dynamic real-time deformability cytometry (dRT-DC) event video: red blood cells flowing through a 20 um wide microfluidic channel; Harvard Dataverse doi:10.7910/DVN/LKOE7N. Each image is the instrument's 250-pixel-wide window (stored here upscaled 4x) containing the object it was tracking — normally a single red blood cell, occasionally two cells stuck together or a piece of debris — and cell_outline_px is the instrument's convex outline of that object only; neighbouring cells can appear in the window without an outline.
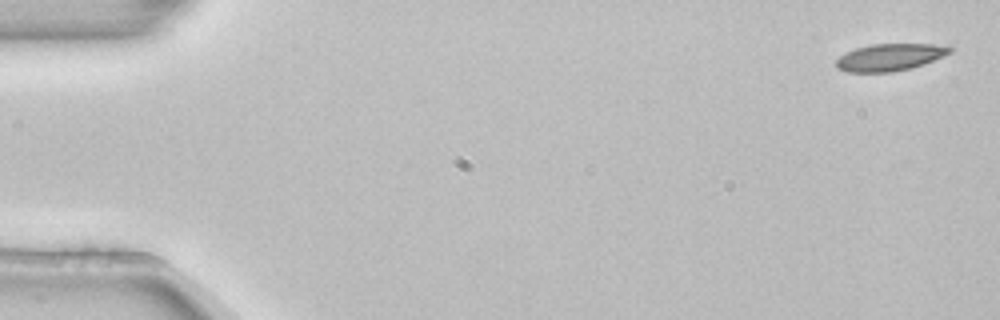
{"species": "common noctule bat (a hibernating species)", "species_latin": "Nyctalus noctula", "temperature_condition": "room temperature", "stored_images_in_passage": 4, "camera_frame_rate_fps": 3000, "um_per_image_px": 0.085, "animal": {"sex": "female", "body_mass_g": 22.7, "forearm_length_mm": 54.2}, "frame": {"image": 1, "passage_image": 1, "time_ms": 0.0, "image_size_px": [1000, 320], "cell_outline_px": [[952, 52], [924, 64], [912, 68], [892, 72], [848, 72], [836, 68], [836, 60], [840, 56], [856, 48], [872, 44], [932, 44], [952, 48]], "centroid_in_image_um": [75.62, 4.87], "position_along_channel_um": 9.4, "area_um2": 17.8}}